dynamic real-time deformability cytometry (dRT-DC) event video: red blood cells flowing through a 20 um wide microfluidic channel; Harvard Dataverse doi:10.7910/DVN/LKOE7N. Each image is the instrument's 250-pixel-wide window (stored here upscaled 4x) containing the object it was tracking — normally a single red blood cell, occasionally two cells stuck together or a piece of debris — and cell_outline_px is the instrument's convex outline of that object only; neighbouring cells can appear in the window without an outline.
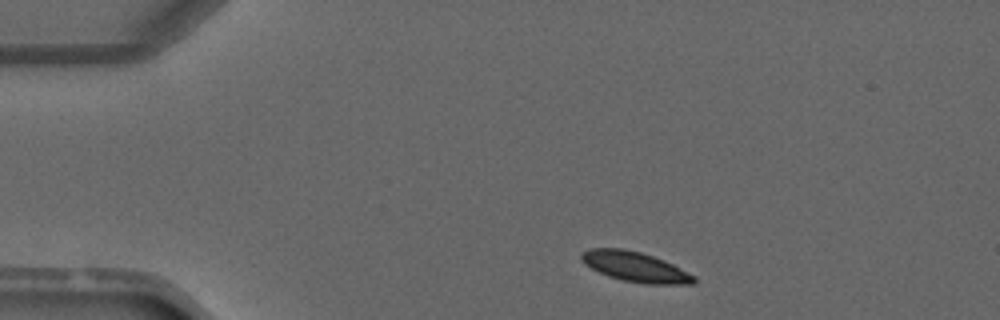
{"species": "common noctule bat (a hibernating species)", "species_latin": "Nyctalus noctula", "temperature_condition": "warm", "stored_images_in_passage": 3, "camera_frame_rate_fps": 3000, "um_per_image_px": 0.085, "animal": {"sex": "male", "forearm_length_mm": 52.5}, "frame": {"image": 1, "passage_image": 1, "time_ms": 0.0, "image_size_px": [1000, 320], "cell_outline_px": [[696, 280], [692, 284], [648, 284], [624, 280], [608, 276], [584, 264], [580, 260], [580, 252], [592, 248], [620, 248], [640, 252], [652, 256], [672, 264], [696, 276]], "centroid_in_image_um": [53.97, 22.67], "position_along_channel_um": 31.0, "area_um2": 19.48}}